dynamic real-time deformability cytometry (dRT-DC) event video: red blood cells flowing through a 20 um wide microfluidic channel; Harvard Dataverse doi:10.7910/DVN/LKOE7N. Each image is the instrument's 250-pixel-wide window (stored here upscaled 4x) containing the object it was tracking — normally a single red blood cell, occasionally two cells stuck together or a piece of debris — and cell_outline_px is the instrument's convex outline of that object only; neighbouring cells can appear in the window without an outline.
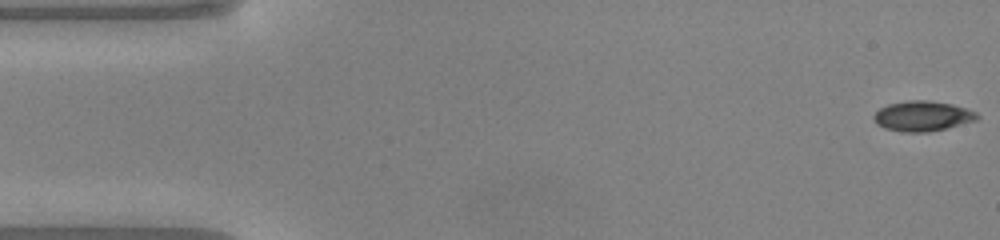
{"species": "common noctule bat (a hibernating species)", "species_latin": "Nyctalus noctula", "temperature_condition": "warm", "stored_images_in_passage": 49, "camera_frame_rate_fps": 3000, "um_per_image_px": 0.085, "animal": {"sex": "male", "body_mass_g": 20.0, "forearm_length_mm": 53.3}, "frame": {"image": 1, "passage_image": 1, "time_ms": 0.0, "image_size_px": [1000, 240], "cell_outline_px": [[980, 116], [976, 120], [948, 128], [928, 132], [900, 132], [884, 128], [876, 124], [872, 116], [880, 108], [888, 104], [908, 100], [928, 100], [952, 104], [976, 112]], "centroid_in_image_um": [78.39, 9.87], "position_along_channel_um": 6.6, "area_um2": 18.26}}
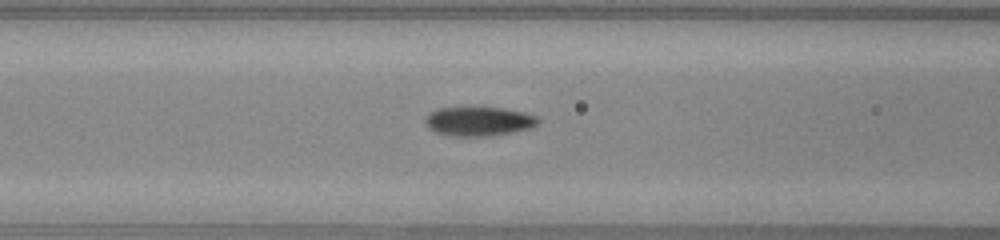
{"frame": {"image": 2, "passage_image": 19, "time_ms": 6.0, "image_size_px": [1000, 240], "cell_outline_px": [[540, 120], [532, 128], [492, 136], [448, 136], [436, 132], [428, 128], [424, 124], [424, 120], [428, 112], [436, 108], [504, 108], [524, 112], [536, 116]], "centroid_in_image_um": [40.65, 10.32], "position_along_channel_um": 125.9, "area_um2": 19.36}}
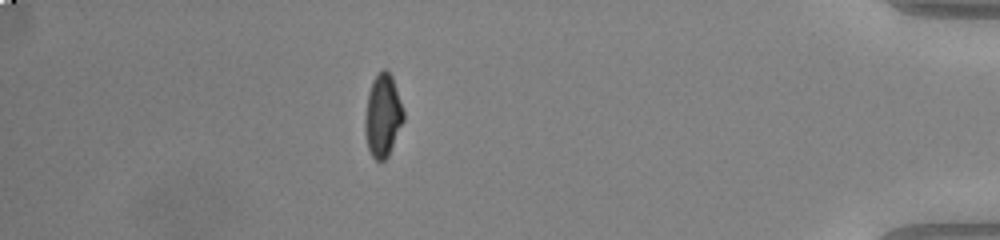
{"frame": {"image": 3, "passage_image": 43, "time_ms": 14.0, "image_size_px": [1000, 240], "cell_outline_px": [[404, 120], [388, 156], [384, 160], [376, 160], [372, 156], [368, 148], [364, 128], [364, 120], [368, 92], [372, 80], [384, 68], [392, 76], [404, 112]], "centroid_in_image_um": [32.52, 9.83], "position_along_channel_um": 402.7, "area_um2": 18.44}, "authors_computed_cell_mechanics": {"area_um2": 18.4382, "velocity_mm_per_s": 4.1028, "shape_relaxation_time_tau1_ms": 4.2119, "shape_relaxation_time_tau2_ms": 1.5506, "deformation_change_tau1": 0.1707, "deformation_change_tau2": 0.0663}}